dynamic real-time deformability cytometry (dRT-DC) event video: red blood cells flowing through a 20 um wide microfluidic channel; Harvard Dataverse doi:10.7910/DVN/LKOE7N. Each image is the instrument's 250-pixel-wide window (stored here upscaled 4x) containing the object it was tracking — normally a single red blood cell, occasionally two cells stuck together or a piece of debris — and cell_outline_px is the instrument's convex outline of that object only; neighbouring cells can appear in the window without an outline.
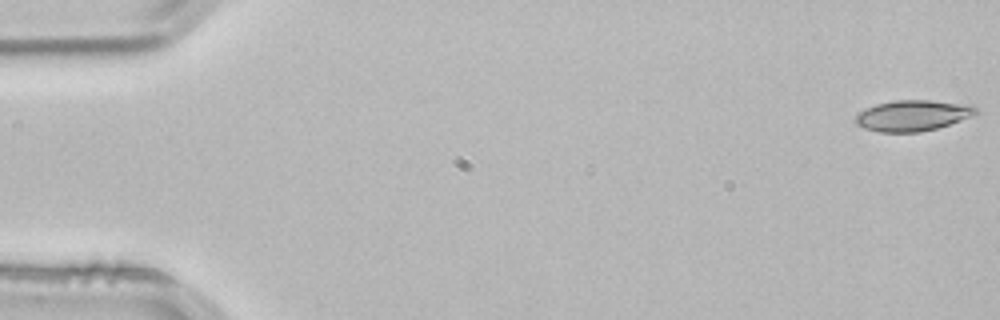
{"species": "common noctule bat (a hibernating species)", "species_latin": "Nyctalus noctula", "temperature_condition": "room temperature", "stored_images_in_passage": 53, "camera_frame_rate_fps": 3000, "um_per_image_px": 0.085, "animal": {"sex": "male", "body_mass_g": 21.5, "forearm_length_mm": 52.0}, "frame": {"image": 1, "passage_image": 1, "time_ms": 0.0, "image_size_px": [1000, 320], "cell_outline_px": [[980, 112], [960, 120], [936, 128], [920, 132], [880, 132], [864, 128], [856, 124], [852, 120], [860, 112], [876, 104], [896, 100], [932, 100], [972, 104]], "centroid_in_image_um": [77.58, 9.81], "position_along_channel_um": 7.4, "area_um2": 21.62}}
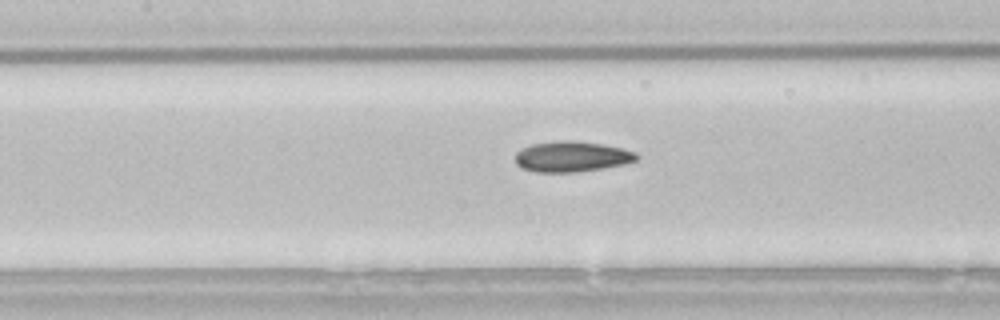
{"frame": {"image": 2, "passage_image": 24, "time_ms": 7.667, "image_size_px": [1000, 320], "cell_outline_px": [[640, 156], [636, 160], [624, 164], [604, 168], [576, 172], [536, 172], [520, 168], [516, 164], [516, 152], [520, 148], [532, 144], [560, 140], [576, 140], [604, 144], [624, 148], [636, 152]], "centroid_in_image_um": [48.61, 13.3], "position_along_channel_um": 158.8, "area_um2": 21.96}}
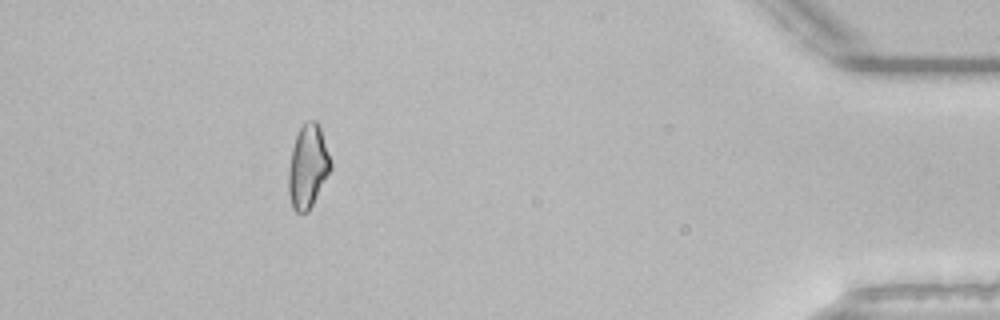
{"frame": {"image": 3, "passage_image": 48, "time_ms": 15.667, "image_size_px": [1000, 320], "cell_outline_px": [[332, 168], [308, 212], [296, 212], [292, 208], [288, 192], [288, 168], [292, 148], [296, 136], [304, 120], [316, 120], [320, 124], [332, 160]], "centroid_in_image_um": [26.18, 14.11], "position_along_channel_um": 409.0, "area_um2": 20.87}, "authors_computed_cell_mechanics": {"area_um2": 20.7502, "velocity_mm_per_s": 3.8492, "shape_relaxation_time_tau1_ms": null, "shape_relaxation_time_tau2_ms": 4.7471, "deformation_change_tau1": null, "deformation_change_tau2": 0.1219}}